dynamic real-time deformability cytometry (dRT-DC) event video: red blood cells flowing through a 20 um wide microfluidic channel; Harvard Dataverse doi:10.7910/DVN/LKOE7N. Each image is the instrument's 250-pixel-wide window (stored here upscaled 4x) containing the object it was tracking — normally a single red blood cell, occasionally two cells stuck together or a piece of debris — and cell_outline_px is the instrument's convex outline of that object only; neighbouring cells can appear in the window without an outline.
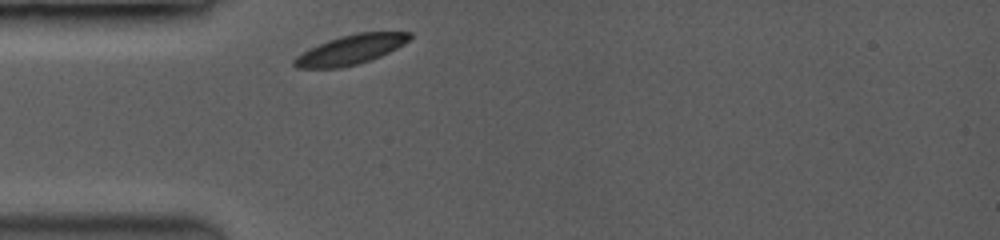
{"species": "common noctule bat (a hibernating species)", "species_latin": "Nyctalus noctula", "temperature_condition": "room temperature", "stored_images_in_passage": 25, "camera_frame_rate_fps": 3500, "um_per_image_px": 0.085, "animal": {"sex": "female", "body_mass_g": 19.0, "forearm_length_mm": 53.3}, "frame": {"image": 1, "passage_image": 1, "time_ms": 0.0, "image_size_px": [1000, 240], "cell_outline_px": [[412, 36], [408, 40], [396, 48], [380, 56], [356, 64], [340, 68], [296, 68], [292, 64], [292, 60], [296, 56], [328, 40], [340, 36], [356, 32], [412, 32]], "centroid_in_image_um": [29.78, 4.22], "position_along_channel_um": 55.2, "area_um2": 19.54}}
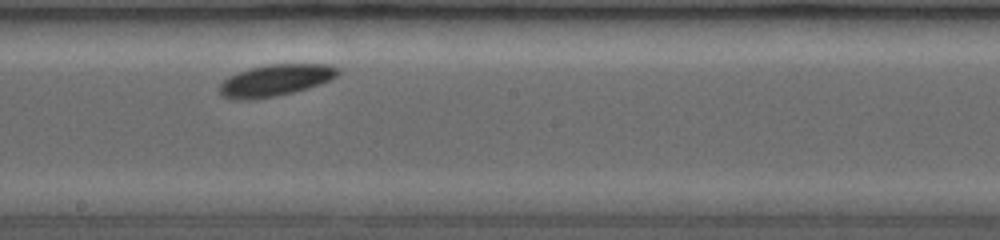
{"frame": {"image": 2, "passage_image": 12, "time_ms": 4.571, "image_size_px": [1000, 240], "cell_outline_px": [[340, 72], [336, 76], [320, 84], [292, 92], [272, 96], [224, 96], [220, 92], [220, 84], [228, 76], [248, 68], [268, 64], [332, 64], [340, 68]], "centroid_in_image_um": [23.52, 6.74], "position_along_channel_um": 224.7, "area_um2": 20.81}}
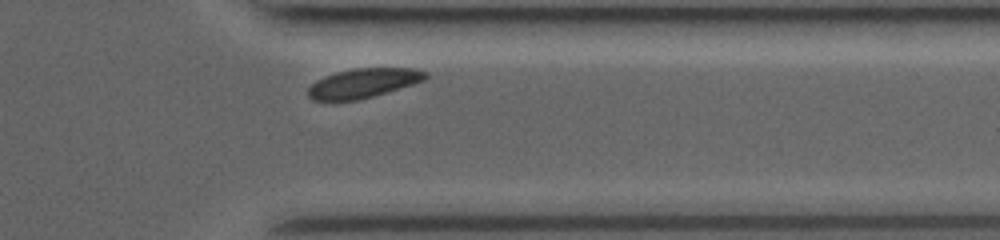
{"frame": {"image": 3, "passage_image": 23, "time_ms": 8.571, "image_size_px": [1000, 240], "cell_outline_px": [[428, 76], [424, 80], [412, 84], [372, 96], [356, 100], [332, 104], [312, 100], [308, 96], [308, 88], [316, 80], [336, 72], [356, 68], [412, 68], [428, 72]], "centroid_in_image_um": [30.79, 7.1], "position_along_channel_um": 380.6, "area_um2": 20.4}, "authors_computed_cell_mechanics": {"area_um2": 20.6924, "velocity_mm_per_s": 3.8563, "shape_relaxation_time_tau1_ms": 0.9738, "shape_relaxation_time_tau2_ms": null, "deformation_change_tau1": 0.0517, "deformation_change_tau2": null}}